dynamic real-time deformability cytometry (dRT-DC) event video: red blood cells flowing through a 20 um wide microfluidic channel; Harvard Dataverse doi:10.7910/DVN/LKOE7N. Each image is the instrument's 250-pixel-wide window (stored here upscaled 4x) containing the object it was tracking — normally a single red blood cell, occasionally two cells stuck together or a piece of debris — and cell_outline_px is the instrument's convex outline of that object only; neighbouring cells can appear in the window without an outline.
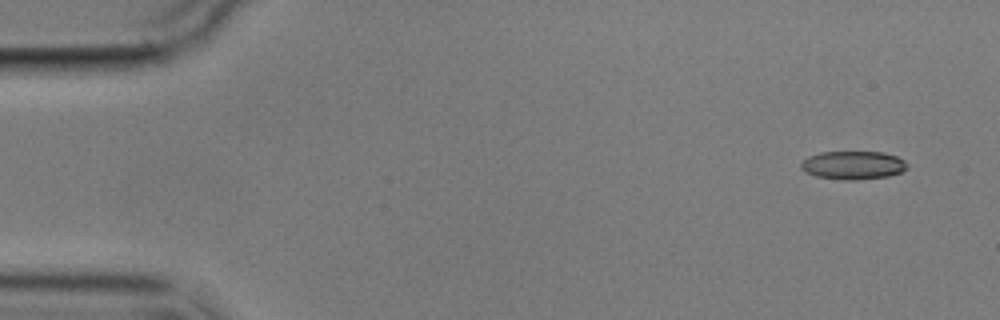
{"species": "common noctule bat (a hibernating species)", "species_latin": "Nyctalus noctula", "temperature_condition": "cold", "stored_images_in_passage": 5, "camera_frame_rate_fps": 3000, "um_per_image_px": 0.085, "animal": {"sex": "male", "body_mass_g": 17.9}, "frame": {"image": 1, "passage_image": 1, "time_ms": 0.0, "image_size_px": [1000, 320], "cell_outline_px": [[908, 168], [900, 172], [888, 176], [856, 180], [840, 180], [816, 176], [804, 172], [800, 168], [800, 164], [808, 156], [820, 152], [884, 152], [896, 156], [904, 160], [908, 164]], "centroid_in_image_um": [72.5, 14.04], "position_along_channel_um": 12.5, "area_um2": 17.69}}
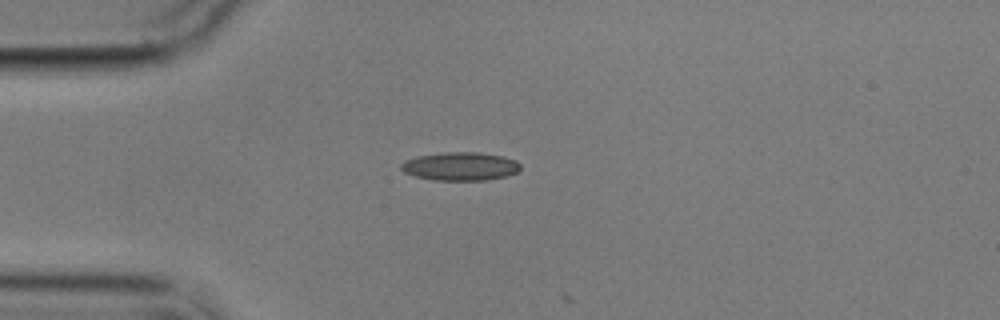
{"frame": {"image": 2, "passage_image": 4, "time_ms": 3.667, "image_size_px": [1000, 320], "cell_outline_px": [[520, 168], [516, 172], [508, 176], [488, 180], [432, 180], [416, 176], [404, 172], [400, 168], [400, 164], [404, 160], [416, 156], [444, 152], [480, 152], [504, 156], [516, 160], [520, 164]], "centroid_in_image_um": [39.13, 14.13], "position_along_channel_um": 45.9, "area_um2": 19.94}}